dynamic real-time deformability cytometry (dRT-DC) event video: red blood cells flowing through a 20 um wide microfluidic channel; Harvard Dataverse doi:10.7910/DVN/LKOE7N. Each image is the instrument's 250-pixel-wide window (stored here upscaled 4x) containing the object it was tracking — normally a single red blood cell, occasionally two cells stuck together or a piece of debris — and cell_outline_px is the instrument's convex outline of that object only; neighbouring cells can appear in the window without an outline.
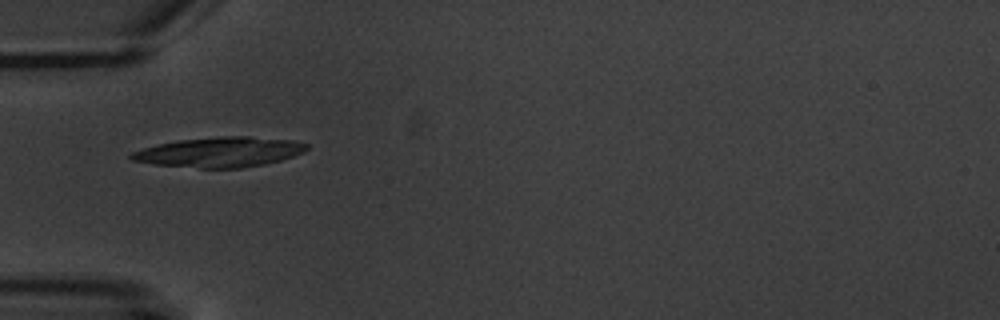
{"species": "common noctule bat (a hibernating species)", "species_latin": "Nyctalus noctula", "temperature_condition": "warm", "stored_images_in_passage": 1, "camera_frame_rate_fps": 3000, "um_per_image_px": 0.085, "animal": {"sex": "male", "body_mass_g": 20.1, "forearm_length_mm": 53.5}, "frame": {"image": 1, "passage_image": 1, "time_ms": 0.0, "image_size_px": [1000, 320], "cell_outline_px": [[308, 148], [304, 152], [280, 160], [264, 164], [240, 168], [200, 168], [152, 164], [132, 160], [128, 156], [132, 152], [144, 148], [160, 144], [180, 140], [220, 136], [248, 136], [292, 140], [308, 144]], "centroid_in_image_um": [18.68, 12.93], "position_along_channel_um": 66.3, "area_um2": 30.46}}